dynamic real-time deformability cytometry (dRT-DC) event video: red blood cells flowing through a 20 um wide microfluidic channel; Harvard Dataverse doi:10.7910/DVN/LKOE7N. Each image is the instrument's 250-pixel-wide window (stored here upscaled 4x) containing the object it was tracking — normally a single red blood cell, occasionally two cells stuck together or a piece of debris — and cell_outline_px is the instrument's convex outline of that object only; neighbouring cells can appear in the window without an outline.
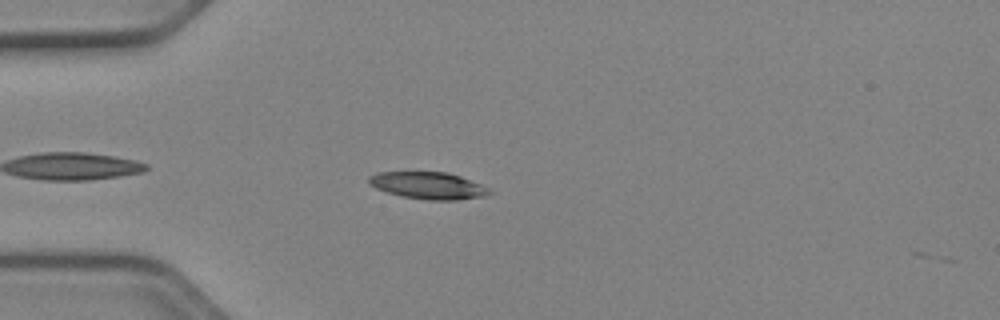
{"species": "Egyptian fruit bat (a non-hibernating species)", "species_latin": "Rousettus aegyptiacus", "temperature_condition": "cold", "stored_images_in_passage": 19, "camera_frame_rate_fps": 3000, "um_per_image_px": 0.085, "animal": {"sex": "female"}, "frame": {"image": 1, "passage_image": 5, "time_ms": 1.333, "image_size_px": [1000, 320], "cell_outline_px": [[492, 192], [484, 196], [456, 200], [428, 200], [400, 196], [376, 188], [368, 184], [368, 176], [376, 172], [448, 172], [460, 176], [480, 184], [488, 188]], "centroid_in_image_um": [36.36, 15.77], "position_along_channel_um": 48.6, "area_um2": 18.96}}
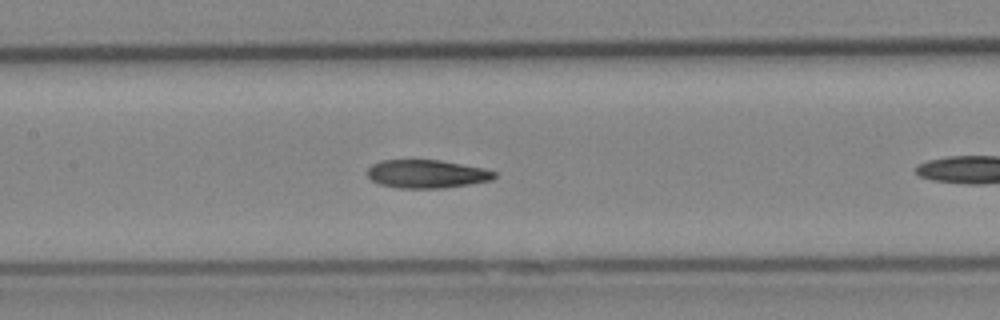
{"frame": {"image": 2, "passage_image": 12, "time_ms": 3.667, "image_size_px": [1000, 320], "cell_outline_px": [[496, 176], [492, 180], [468, 184], [440, 188], [396, 188], [380, 184], [372, 180], [368, 176], [368, 168], [372, 164], [384, 160], [440, 160], [484, 168], [496, 172]], "centroid_in_image_um": [36.27, 14.78], "position_along_channel_um": 171.1, "area_um2": 20.81}}
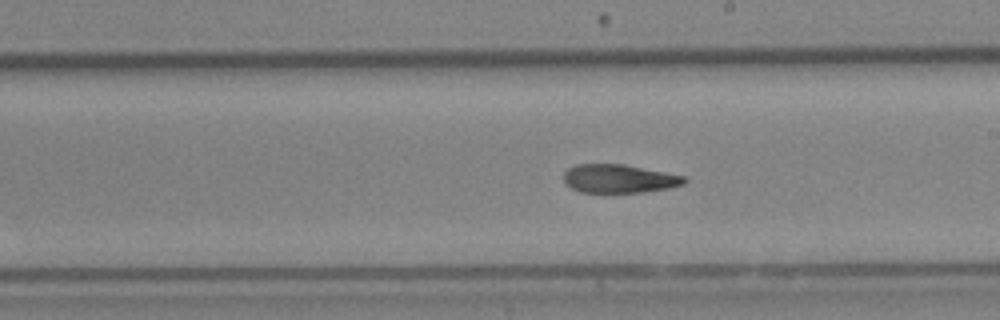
{"frame": {"image": 3, "passage_image": 17, "time_ms": 5.333, "image_size_px": [1000, 320], "cell_outline_px": [[688, 180], [684, 184], [668, 188], [644, 192], [580, 192], [564, 184], [564, 172], [568, 168], [576, 164], [624, 164], [684, 176]], "centroid_in_image_um": [52.6, 15.18], "position_along_channel_um": 236.4, "area_um2": 20.0}}